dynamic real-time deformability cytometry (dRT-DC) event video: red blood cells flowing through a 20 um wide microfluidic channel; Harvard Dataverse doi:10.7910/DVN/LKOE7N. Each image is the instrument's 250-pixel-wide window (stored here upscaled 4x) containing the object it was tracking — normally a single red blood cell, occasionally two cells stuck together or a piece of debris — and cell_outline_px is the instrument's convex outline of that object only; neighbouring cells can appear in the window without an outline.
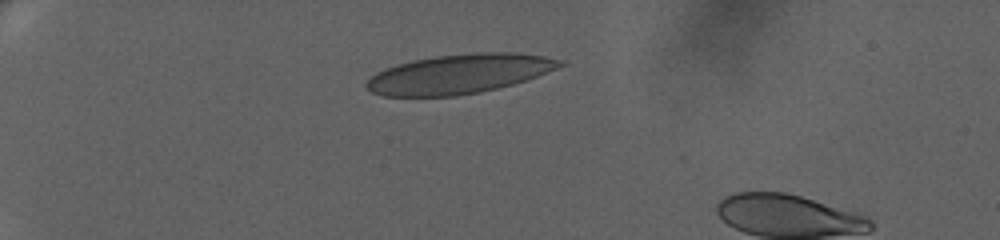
{"species": "human", "species_latin": "Homo sapiens", "temperature_condition": "warm", "stored_images_in_passage": 49, "camera_frame_rate_fps": 3000, "um_per_image_px": 0.085, "donor": {"sex": "female"}, "frame": {"image": 1, "passage_image": 1, "time_ms": 0.0, "image_size_px": [1000, 240], "cell_outline_px": [[568, 64], [536, 76], [512, 84], [480, 92], [456, 96], [384, 96], [372, 92], [364, 84], [376, 72], [384, 68], [396, 64], [412, 60], [436, 56], [476, 52], [512, 52], [544, 56], [564, 60]], "centroid_in_image_um": [39.03, 6.27], "position_along_channel_um": 46.0, "area_um2": 44.33}}
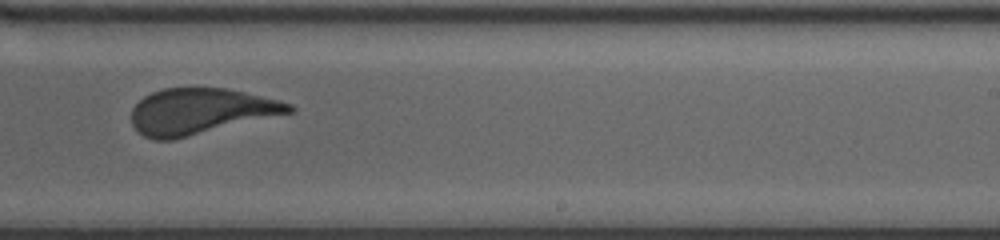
{"frame": {"image": 2, "passage_image": 28, "time_ms": 9.0, "image_size_px": [1000, 240], "cell_outline_px": [[296, 108], [292, 112], [172, 140], [152, 140], [144, 136], [132, 124], [132, 108], [144, 96], [152, 92], [164, 88], [224, 88], [244, 92], [292, 104]], "centroid_in_image_um": [17.0, 9.46], "position_along_channel_um": 272.0, "area_um2": 41.62}}
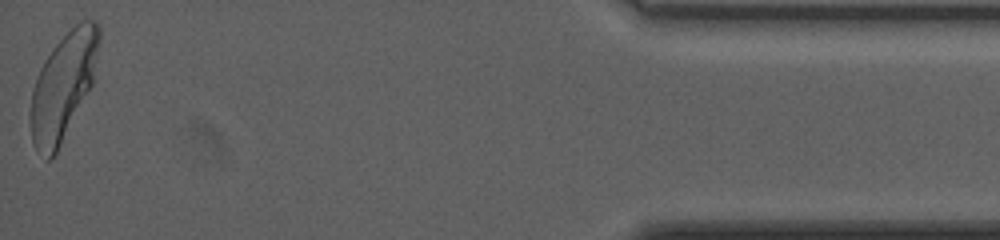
{"frame": {"image": 3, "passage_image": 49, "time_ms": 16.0, "image_size_px": [1000, 240], "cell_outline_px": [[100, 40], [92, 84], [52, 160], [48, 160], [36, 148], [32, 140], [32, 88], [36, 76], [44, 60], [56, 44], [80, 20], [96, 20], [100, 28]], "centroid_in_image_um": [5.39, 7.27], "position_along_channel_um": 429.8, "area_um2": 41.62}, "authors_computed_cell_mechanics": {"area_um2": 43.4078, "velocity_mm_per_s": 3.1751, "shape_relaxation_time_tau1_ms": 5.8408, "shape_relaxation_time_tau2_ms": null, "deformation_change_tau1": 0.1878, "deformation_change_tau2": null}}